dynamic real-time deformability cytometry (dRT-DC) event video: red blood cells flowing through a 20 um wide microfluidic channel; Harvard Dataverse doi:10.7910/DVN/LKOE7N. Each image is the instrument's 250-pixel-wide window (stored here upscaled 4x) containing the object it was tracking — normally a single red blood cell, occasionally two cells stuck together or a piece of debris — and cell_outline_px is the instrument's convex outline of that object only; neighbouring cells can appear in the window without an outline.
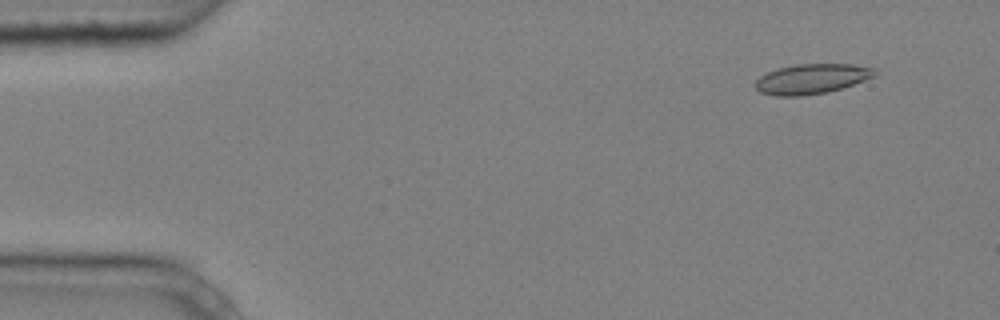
{"species": "common noctule bat (a hibernating species)", "species_latin": "Nyctalus noctula", "temperature_condition": "cold", "stored_images_in_passage": 4, "camera_frame_rate_fps": 3000, "um_per_image_px": 0.085, "animal": {"sex": "male", "body_mass_g": 20.4}, "frame": {"image": 1, "passage_image": 1, "time_ms": 0.0, "image_size_px": [1000, 320], "cell_outline_px": [[880, 72], [876, 76], [828, 92], [800, 96], [776, 96], [760, 92], [756, 88], [756, 80], [760, 76], [768, 72], [780, 68], [796, 64], [852, 64], [876, 68]], "centroid_in_image_um": [69.04, 6.7], "position_along_channel_um": 16.0, "area_um2": 20.81}}
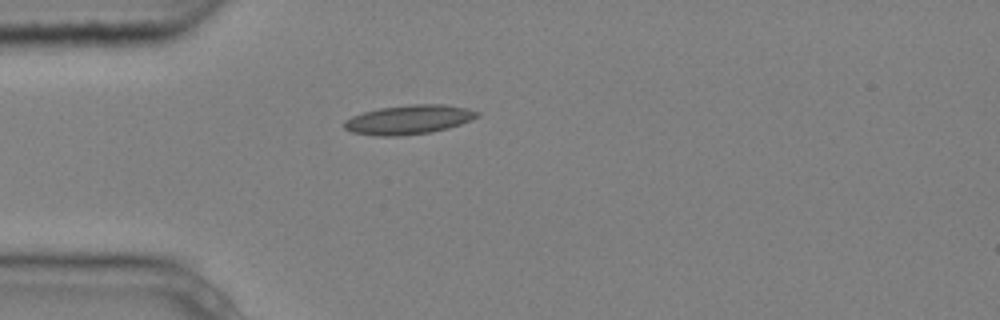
{"frame": {"image": 2, "passage_image": 4, "time_ms": 1.0, "image_size_px": [1000, 320], "cell_outline_px": [[480, 116], [472, 120], [448, 128], [432, 132], [400, 136], [376, 136], [352, 132], [344, 128], [344, 120], [352, 116], [364, 112], [380, 108], [412, 104], [444, 104], [468, 108], [480, 112]], "centroid_in_image_um": [34.78, 10.17], "position_along_channel_um": 50.2, "area_um2": 22.77}}